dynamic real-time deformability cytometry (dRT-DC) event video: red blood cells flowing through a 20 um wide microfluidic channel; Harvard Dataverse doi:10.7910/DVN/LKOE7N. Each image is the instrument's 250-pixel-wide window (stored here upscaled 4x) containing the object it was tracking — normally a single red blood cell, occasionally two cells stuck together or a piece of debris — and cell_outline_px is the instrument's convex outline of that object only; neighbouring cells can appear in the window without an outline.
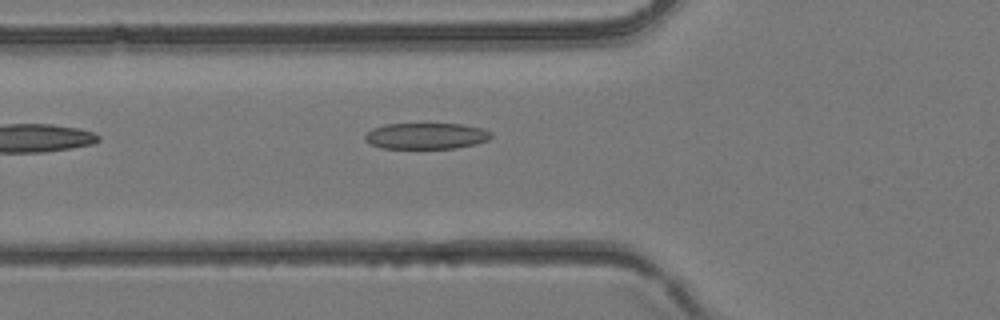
{"species": "common noctule bat (a hibernating species)", "species_latin": "Nyctalus noctula", "temperature_condition": "room temperature", "stored_images_in_passage": 2, "camera_frame_rate_fps": 3000, "um_per_image_px": 0.085, "animal": {"sex": "female", "body_mass_g": 24.6, "forearm_length_mm": 56.2}, "frame": {"image": 1, "passage_image": 2, "time_ms": 0.333, "image_size_px": [1000, 320], "cell_outline_px": [[492, 136], [488, 140], [476, 144], [456, 148], [380, 148], [364, 140], [364, 136], [372, 128], [384, 124], [464, 124], [480, 128], [492, 132]], "centroid_in_image_um": [36.22, 11.55], "position_along_channel_um": 89.6, "area_um2": 19.25}}